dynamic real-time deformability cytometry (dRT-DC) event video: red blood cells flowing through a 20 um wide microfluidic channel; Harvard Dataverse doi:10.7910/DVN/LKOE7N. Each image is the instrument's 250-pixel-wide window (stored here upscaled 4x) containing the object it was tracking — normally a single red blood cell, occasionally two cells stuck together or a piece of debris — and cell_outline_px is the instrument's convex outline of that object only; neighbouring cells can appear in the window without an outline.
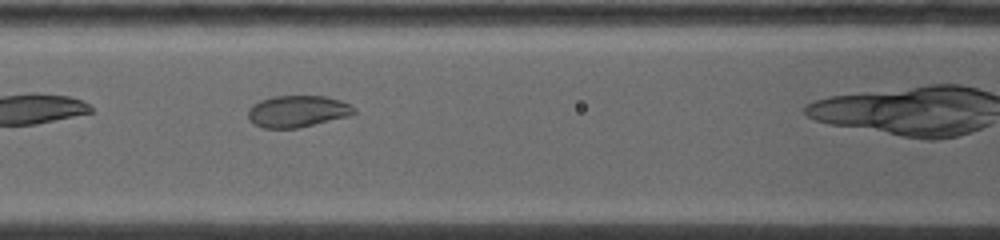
{"species": "common noctule bat (a hibernating species)", "species_latin": "Nyctalus noctula", "temperature_condition": "warm", "stored_images_in_passage": 7, "camera_frame_rate_fps": 5000, "um_per_image_px": 0.085, "animal": {"sex": "female", "body_mass_g": 19.0, "forearm_length_mm": 53.3}, "frame": {"image": 1, "passage_image": 4, "time_ms": 2.2, "image_size_px": [1000, 240], "cell_outline_px": [[356, 112], [348, 116], [296, 128], [264, 128], [252, 124], [248, 120], [248, 108], [252, 104], [260, 100], [272, 96], [328, 96], [340, 100], [356, 108]], "centroid_in_image_um": [25.24, 9.45], "position_along_channel_um": 141.4, "area_um2": 19.65}}
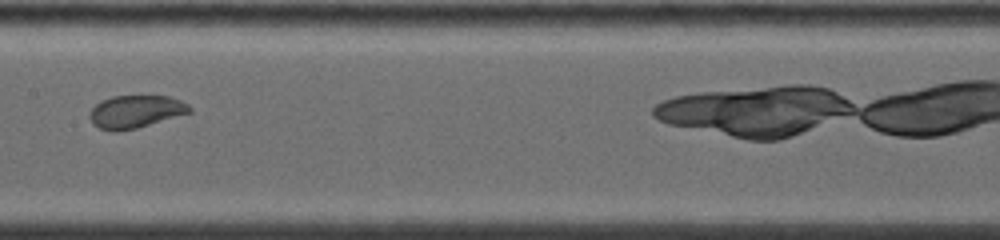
{"frame": {"image": 2, "passage_image": 6, "time_ms": 3.6, "image_size_px": [1000, 240], "cell_outline_px": [[192, 112], [136, 128], [116, 132], [112, 132], [100, 128], [92, 124], [88, 116], [88, 112], [100, 100], [112, 96], [168, 96], [180, 100], [188, 104], [192, 108]], "centroid_in_image_um": [11.49, 9.49], "position_along_channel_um": 195.9, "area_um2": 19.19}}